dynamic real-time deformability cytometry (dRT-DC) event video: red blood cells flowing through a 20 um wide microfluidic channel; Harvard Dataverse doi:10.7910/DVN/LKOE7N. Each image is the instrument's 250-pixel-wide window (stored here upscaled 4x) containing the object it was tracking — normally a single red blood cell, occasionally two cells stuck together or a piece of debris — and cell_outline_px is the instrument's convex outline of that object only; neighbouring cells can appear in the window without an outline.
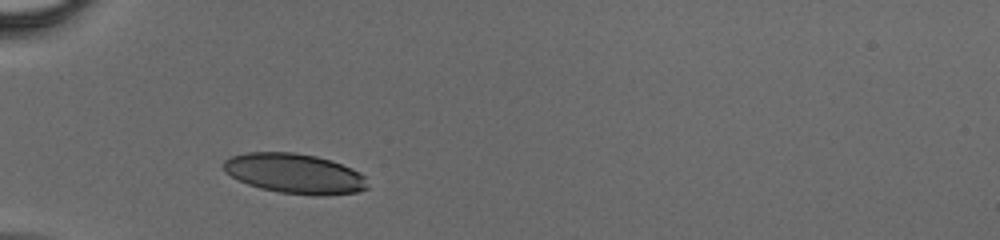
{"species": "human", "species_latin": "Homo sapiens", "temperature_condition": "cold", "stored_images_in_passage": 27, "camera_frame_rate_fps": 3000, "um_per_image_px": 0.085, "donor": {"sex": "male"}, "frame": {"image": 1, "passage_image": 1, "time_ms": 0.0, "image_size_px": [1000, 240], "cell_outline_px": [[368, 188], [356, 192], [324, 196], [316, 196], [280, 192], [260, 188], [248, 184], [224, 172], [224, 160], [232, 156], [248, 152], [292, 152], [316, 156], [332, 160], [352, 168], [360, 172], [364, 176]], "centroid_in_image_um": [25.06, 14.75], "position_along_channel_um": 59.9, "area_um2": 33.52}}
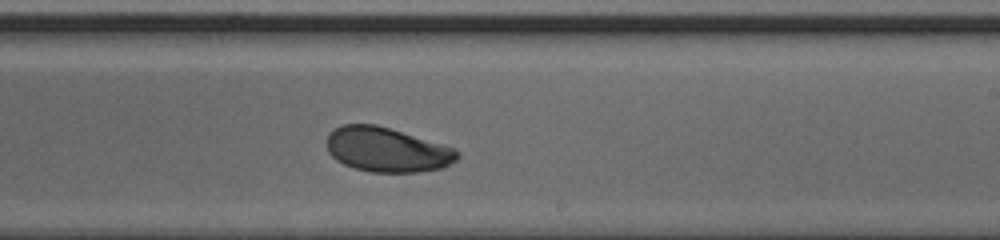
{"frame": {"image": 2, "passage_image": 15, "time_ms": 4.667, "image_size_px": [1000, 240], "cell_outline_px": [[460, 156], [456, 160], [444, 168], [420, 172], [368, 172], [352, 168], [336, 160], [328, 152], [328, 136], [336, 128], [344, 124], [376, 124], [444, 144], [456, 148], [460, 152]], "centroid_in_image_um": [32.94, 12.74], "position_along_channel_um": 256.1, "area_um2": 34.1}}
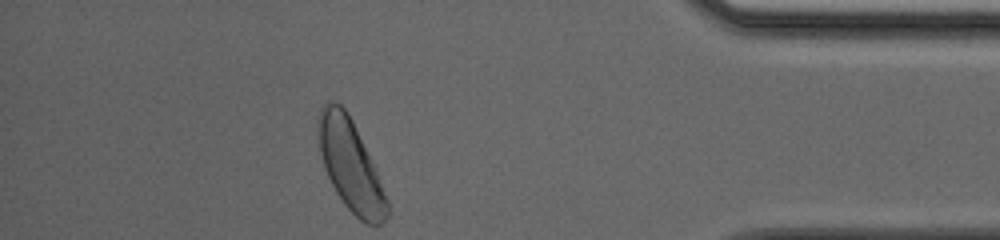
{"frame": {"image": 3, "passage_image": 27, "time_ms": 8.667, "image_size_px": [1000, 240], "cell_outline_px": [[388, 216], [380, 224], [368, 224], [360, 220], [344, 204], [336, 192], [324, 168], [320, 152], [316, 132], [316, 120], [320, 108], [328, 100], [332, 100], [340, 104], [348, 112], [376, 168], [388, 200]], "centroid_in_image_um": [29.76, 14.0], "position_along_channel_um": 405.4, "area_um2": 36.65}}